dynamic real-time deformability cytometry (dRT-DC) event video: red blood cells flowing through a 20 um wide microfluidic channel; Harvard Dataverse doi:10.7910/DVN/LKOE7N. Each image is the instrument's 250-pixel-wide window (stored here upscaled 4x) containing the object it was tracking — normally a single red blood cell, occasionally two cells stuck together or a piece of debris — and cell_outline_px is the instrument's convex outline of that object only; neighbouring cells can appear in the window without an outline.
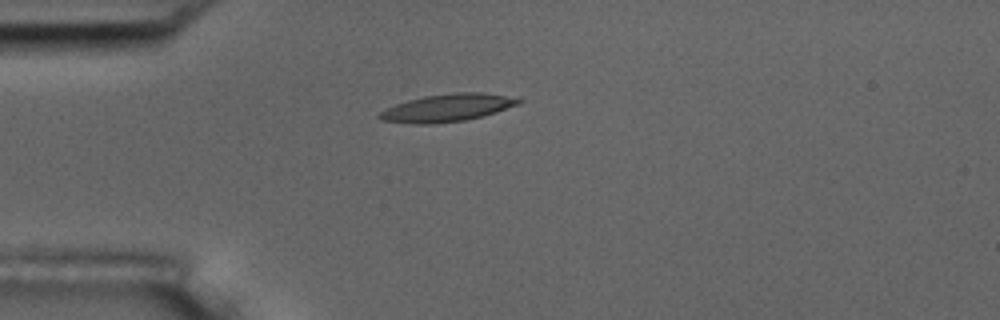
{"species": "common noctule bat (a hibernating species)", "species_latin": "Nyctalus noctula", "temperature_condition": "room temperature", "stored_images_in_passage": 6, "camera_frame_rate_fps": 3000, "um_per_image_px": 0.085, "animal": {"sex": "male", "body_mass_g": 17.5, "forearm_length_mm": 52.3}, "frame": {"image": 1, "passage_image": 1, "time_ms": 0.0, "image_size_px": [1000, 320], "cell_outline_px": [[524, 100], [520, 104], [496, 112], [464, 120], [432, 124], [416, 124], [380, 120], [376, 116], [380, 112], [396, 104], [408, 100], [424, 96], [452, 92], [484, 92]], "centroid_in_image_um": [38.0, 9.16], "position_along_channel_um": 47.0, "area_um2": 22.2}}
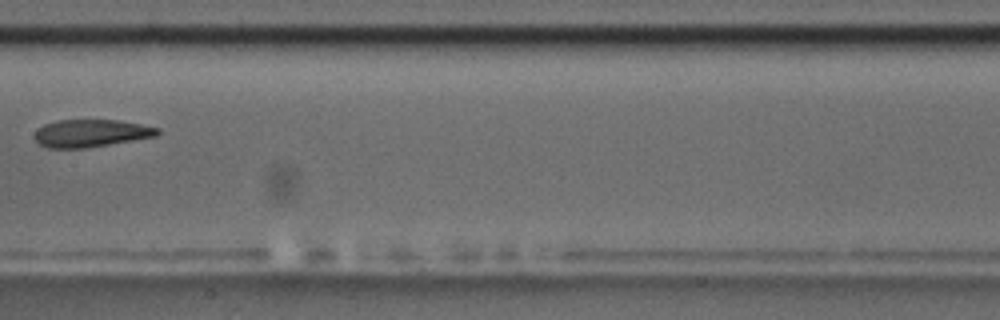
{"frame": {"image": 2, "passage_image": 5, "time_ms": 4.667, "image_size_px": [1000, 320], "cell_outline_px": [[160, 132], [156, 136], [88, 148], [48, 148], [40, 144], [32, 136], [36, 128], [44, 124], [56, 120], [120, 120], [160, 128]], "centroid_in_image_um": [7.69, 11.32], "position_along_channel_um": 199.7, "area_um2": 19.94}}
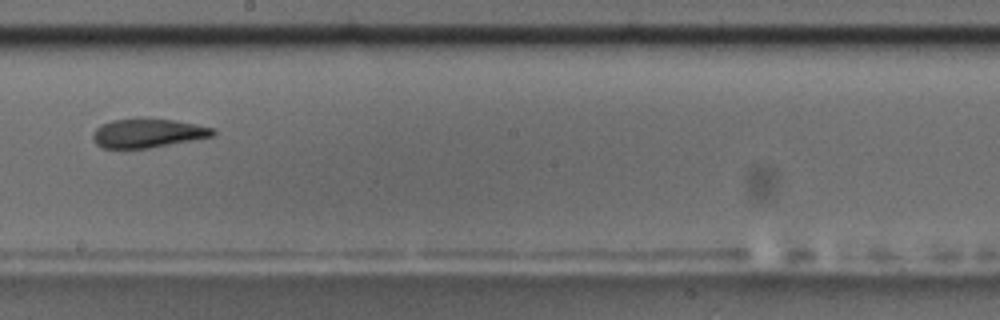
{"frame": {"image": 3, "passage_image": 6, "time_ms": 5.667, "image_size_px": [1000, 320], "cell_outline_px": [[216, 132], [212, 136], [192, 140], [148, 148], [104, 148], [96, 144], [92, 140], [92, 132], [100, 124], [112, 120], [140, 116], [144, 116], [176, 120], [216, 128]], "centroid_in_image_um": [12.53, 11.27], "position_along_channel_um": 235.7, "area_um2": 20.87}}